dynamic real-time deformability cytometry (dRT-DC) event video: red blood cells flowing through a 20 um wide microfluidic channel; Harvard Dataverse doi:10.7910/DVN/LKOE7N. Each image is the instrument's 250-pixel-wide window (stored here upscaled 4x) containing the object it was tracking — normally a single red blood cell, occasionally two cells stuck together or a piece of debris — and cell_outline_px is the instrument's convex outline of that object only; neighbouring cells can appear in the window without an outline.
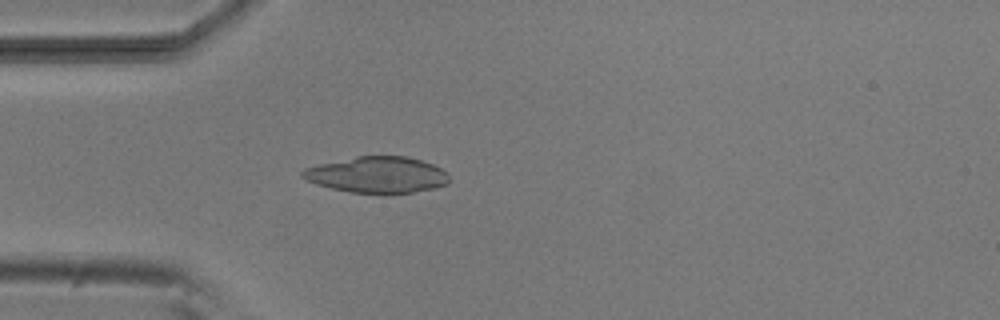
{"species": "common noctule bat (a hibernating species)", "species_latin": "Nyctalus noctula", "temperature_condition": "room temperature", "stored_images_in_passage": 5, "camera_frame_rate_fps": 3000, "um_per_image_px": 0.085, "animal": {"sex": "male", "body_mass_g": 20.5, "forearm_length_mm": 52.5}, "frame": {"image": 1, "passage_image": 5, "time_ms": 4.667, "image_size_px": [1000, 320], "cell_outline_px": [[452, 180], [448, 184], [436, 188], [412, 192], [352, 192], [332, 188], [316, 184], [300, 176], [300, 172], [304, 168], [320, 164], [356, 156], [408, 156], [432, 164], [448, 172]], "centroid_in_image_um": [32.11, 14.84], "position_along_channel_um": 52.9, "area_um2": 30.75}}